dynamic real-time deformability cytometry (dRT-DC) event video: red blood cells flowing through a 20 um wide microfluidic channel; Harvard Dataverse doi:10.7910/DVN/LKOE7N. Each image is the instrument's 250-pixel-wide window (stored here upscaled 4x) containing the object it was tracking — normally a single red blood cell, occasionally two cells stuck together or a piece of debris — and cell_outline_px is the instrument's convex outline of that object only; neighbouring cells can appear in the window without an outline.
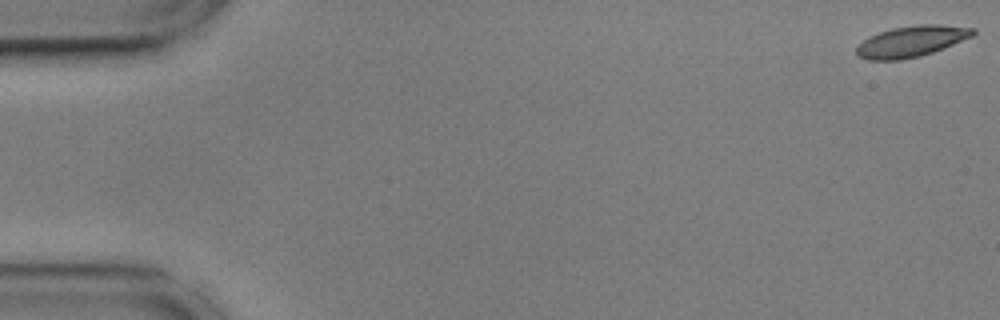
{"species": "common noctule bat (a hibernating species)", "species_latin": "Nyctalus noctula", "temperature_condition": "cold", "stored_images_in_passage": 28, "camera_frame_rate_fps": 3000, "um_per_image_px": 0.085, "animal": {"sex": "male", "body_mass_g": 17.9, "forearm_length_mm": 54.2}, "frame": {"image": 1, "passage_image": 1, "time_ms": 0.0, "image_size_px": [1000, 320], "cell_outline_px": [[976, 32], [972, 36], [944, 48], [920, 56], [900, 60], [868, 60], [856, 56], [856, 48], [868, 36], [892, 28], [920, 24], [940, 24], [976, 28]], "centroid_in_image_um": [77.47, 3.51], "position_along_channel_um": 7.5, "area_um2": 21.1}}
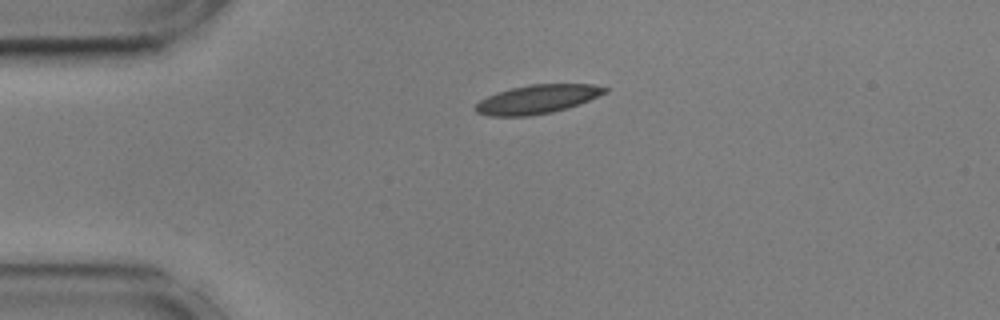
{"frame": {"image": 2, "passage_image": 13, "time_ms": 4.0, "image_size_px": [1000, 320], "cell_outline_px": [[608, 92], [580, 104], [568, 108], [552, 112], [528, 116], [488, 116], [476, 112], [472, 108], [480, 100], [496, 92], [512, 88], [532, 84], [592, 84], [608, 88]], "centroid_in_image_um": [45.66, 8.44], "position_along_channel_um": 39.3, "area_um2": 21.79}}
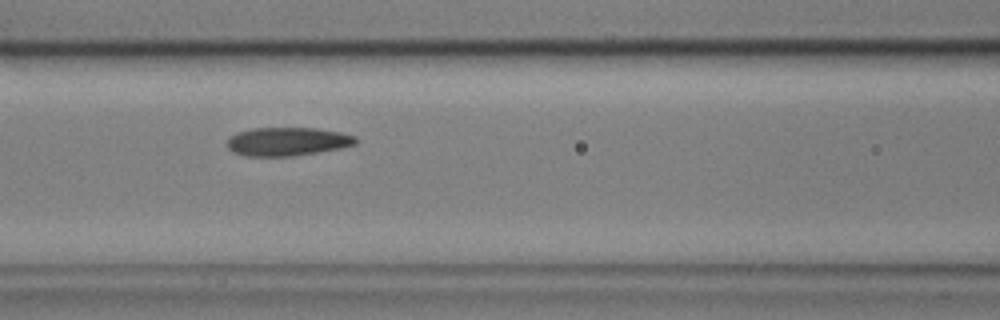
{"frame": {"image": 3, "passage_image": 24, "time_ms": 7.667, "image_size_px": [1000, 320], "cell_outline_px": [[356, 144], [340, 148], [292, 156], [244, 156], [232, 152], [228, 148], [228, 136], [236, 132], [252, 128], [316, 128], [340, 132], [356, 136]], "centroid_in_image_um": [24.38, 12.02], "position_along_channel_um": 142.2, "area_um2": 21.39}}